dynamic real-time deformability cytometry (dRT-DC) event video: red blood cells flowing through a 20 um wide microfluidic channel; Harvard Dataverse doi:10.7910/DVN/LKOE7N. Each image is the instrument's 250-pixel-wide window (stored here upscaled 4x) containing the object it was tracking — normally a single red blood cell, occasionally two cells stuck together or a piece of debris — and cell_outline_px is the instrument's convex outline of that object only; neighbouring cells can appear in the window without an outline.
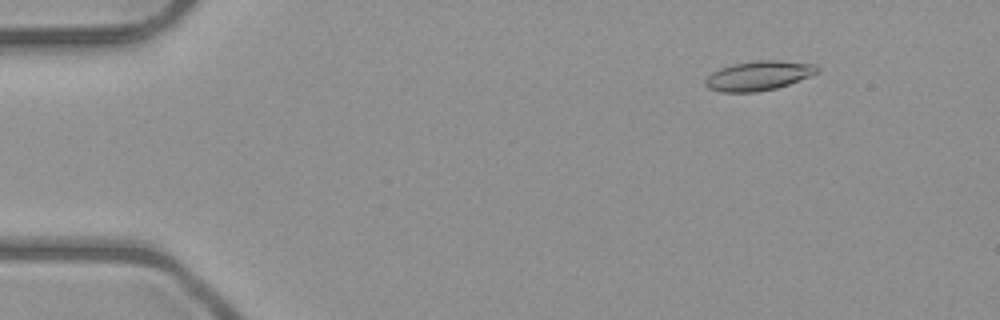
{"species": "common noctule bat (a hibernating species)", "species_latin": "Nyctalus noctula", "temperature_condition": "room temperature", "stored_images_in_passage": 5, "camera_frame_rate_fps": 3000, "um_per_image_px": 0.085, "animal": {"sex": "male", "body_mass_g": 23.1, "forearm_length_mm": 52.7}, "frame": {"image": 1, "passage_image": 2, "time_ms": 1.333, "image_size_px": [1000, 320], "cell_outline_px": [[820, 72], [788, 84], [776, 88], [756, 92], [720, 92], [708, 88], [704, 84], [704, 80], [712, 72], [720, 68], [732, 64], [756, 60], [776, 60], [816, 64], [820, 68]], "centroid_in_image_um": [64.47, 6.43], "position_along_channel_um": 20.5, "area_um2": 19.31}}